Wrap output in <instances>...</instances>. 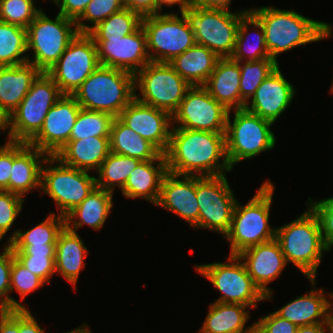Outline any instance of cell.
Masks as SVG:
<instances>
[{
  "mask_svg": "<svg viewBox=\"0 0 333 333\" xmlns=\"http://www.w3.org/2000/svg\"><path fill=\"white\" fill-rule=\"evenodd\" d=\"M233 111L232 122L230 111L228 113L225 131L226 155L231 168L242 160L273 149L276 144L271 130L273 123L245 108Z\"/></svg>",
  "mask_w": 333,
  "mask_h": 333,
  "instance_id": "obj_7",
  "label": "cell"
},
{
  "mask_svg": "<svg viewBox=\"0 0 333 333\" xmlns=\"http://www.w3.org/2000/svg\"><path fill=\"white\" fill-rule=\"evenodd\" d=\"M316 278H309L313 285L311 291L296 297L283 307L275 311V313L289 320L296 326L314 325L327 322V306L328 298L323 292V288L315 289Z\"/></svg>",
  "mask_w": 333,
  "mask_h": 333,
  "instance_id": "obj_27",
  "label": "cell"
},
{
  "mask_svg": "<svg viewBox=\"0 0 333 333\" xmlns=\"http://www.w3.org/2000/svg\"><path fill=\"white\" fill-rule=\"evenodd\" d=\"M114 117L106 112L80 109L70 140H82L89 137H110V128Z\"/></svg>",
  "mask_w": 333,
  "mask_h": 333,
  "instance_id": "obj_40",
  "label": "cell"
},
{
  "mask_svg": "<svg viewBox=\"0 0 333 333\" xmlns=\"http://www.w3.org/2000/svg\"><path fill=\"white\" fill-rule=\"evenodd\" d=\"M250 309L242 304L213 302L198 333H252L255 323L245 326Z\"/></svg>",
  "mask_w": 333,
  "mask_h": 333,
  "instance_id": "obj_31",
  "label": "cell"
},
{
  "mask_svg": "<svg viewBox=\"0 0 333 333\" xmlns=\"http://www.w3.org/2000/svg\"><path fill=\"white\" fill-rule=\"evenodd\" d=\"M327 330V331H326ZM331 327L328 323L306 325L297 327L296 333H331Z\"/></svg>",
  "mask_w": 333,
  "mask_h": 333,
  "instance_id": "obj_57",
  "label": "cell"
},
{
  "mask_svg": "<svg viewBox=\"0 0 333 333\" xmlns=\"http://www.w3.org/2000/svg\"><path fill=\"white\" fill-rule=\"evenodd\" d=\"M113 204V192L95 187L76 208L65 216V227L76 233V230L84 224L99 231L105 224Z\"/></svg>",
  "mask_w": 333,
  "mask_h": 333,
  "instance_id": "obj_29",
  "label": "cell"
},
{
  "mask_svg": "<svg viewBox=\"0 0 333 333\" xmlns=\"http://www.w3.org/2000/svg\"><path fill=\"white\" fill-rule=\"evenodd\" d=\"M27 42L26 28L0 21V67L28 62Z\"/></svg>",
  "mask_w": 333,
  "mask_h": 333,
  "instance_id": "obj_37",
  "label": "cell"
},
{
  "mask_svg": "<svg viewBox=\"0 0 333 333\" xmlns=\"http://www.w3.org/2000/svg\"><path fill=\"white\" fill-rule=\"evenodd\" d=\"M297 327L289 320L278 316L275 312H271L255 322V331L257 333H296Z\"/></svg>",
  "mask_w": 333,
  "mask_h": 333,
  "instance_id": "obj_48",
  "label": "cell"
},
{
  "mask_svg": "<svg viewBox=\"0 0 333 333\" xmlns=\"http://www.w3.org/2000/svg\"><path fill=\"white\" fill-rule=\"evenodd\" d=\"M13 251L10 243H6L0 254V310L27 309L19 301L10 297L11 268Z\"/></svg>",
  "mask_w": 333,
  "mask_h": 333,
  "instance_id": "obj_43",
  "label": "cell"
},
{
  "mask_svg": "<svg viewBox=\"0 0 333 333\" xmlns=\"http://www.w3.org/2000/svg\"><path fill=\"white\" fill-rule=\"evenodd\" d=\"M84 325H81V327L74 328V330H71L66 333H93L90 330L89 325H87L85 322L83 323Z\"/></svg>",
  "mask_w": 333,
  "mask_h": 333,
  "instance_id": "obj_60",
  "label": "cell"
},
{
  "mask_svg": "<svg viewBox=\"0 0 333 333\" xmlns=\"http://www.w3.org/2000/svg\"><path fill=\"white\" fill-rule=\"evenodd\" d=\"M230 187L225 175L196 176L199 221L194 228L227 234L237 203Z\"/></svg>",
  "mask_w": 333,
  "mask_h": 333,
  "instance_id": "obj_14",
  "label": "cell"
},
{
  "mask_svg": "<svg viewBox=\"0 0 333 333\" xmlns=\"http://www.w3.org/2000/svg\"><path fill=\"white\" fill-rule=\"evenodd\" d=\"M232 0H192V6L230 10Z\"/></svg>",
  "mask_w": 333,
  "mask_h": 333,
  "instance_id": "obj_55",
  "label": "cell"
},
{
  "mask_svg": "<svg viewBox=\"0 0 333 333\" xmlns=\"http://www.w3.org/2000/svg\"><path fill=\"white\" fill-rule=\"evenodd\" d=\"M19 333H45L28 309H19Z\"/></svg>",
  "mask_w": 333,
  "mask_h": 333,
  "instance_id": "obj_54",
  "label": "cell"
},
{
  "mask_svg": "<svg viewBox=\"0 0 333 333\" xmlns=\"http://www.w3.org/2000/svg\"><path fill=\"white\" fill-rule=\"evenodd\" d=\"M167 172L166 158L162 153L154 160L141 161L130 173L121 192L126 198H143L155 205Z\"/></svg>",
  "mask_w": 333,
  "mask_h": 333,
  "instance_id": "obj_25",
  "label": "cell"
},
{
  "mask_svg": "<svg viewBox=\"0 0 333 333\" xmlns=\"http://www.w3.org/2000/svg\"><path fill=\"white\" fill-rule=\"evenodd\" d=\"M125 8L142 17L157 14V0H123Z\"/></svg>",
  "mask_w": 333,
  "mask_h": 333,
  "instance_id": "obj_52",
  "label": "cell"
},
{
  "mask_svg": "<svg viewBox=\"0 0 333 333\" xmlns=\"http://www.w3.org/2000/svg\"><path fill=\"white\" fill-rule=\"evenodd\" d=\"M15 259L32 274L37 275L45 283L56 273L55 256H14Z\"/></svg>",
  "mask_w": 333,
  "mask_h": 333,
  "instance_id": "obj_47",
  "label": "cell"
},
{
  "mask_svg": "<svg viewBox=\"0 0 333 333\" xmlns=\"http://www.w3.org/2000/svg\"><path fill=\"white\" fill-rule=\"evenodd\" d=\"M227 262L196 265L195 269L222 294L215 302L256 308L257 303L265 300V295L255 285L238 255L229 254Z\"/></svg>",
  "mask_w": 333,
  "mask_h": 333,
  "instance_id": "obj_12",
  "label": "cell"
},
{
  "mask_svg": "<svg viewBox=\"0 0 333 333\" xmlns=\"http://www.w3.org/2000/svg\"><path fill=\"white\" fill-rule=\"evenodd\" d=\"M295 88L287 81L278 66L257 88L245 109L275 123L284 113L295 95ZM250 103V104H249Z\"/></svg>",
  "mask_w": 333,
  "mask_h": 333,
  "instance_id": "obj_22",
  "label": "cell"
},
{
  "mask_svg": "<svg viewBox=\"0 0 333 333\" xmlns=\"http://www.w3.org/2000/svg\"><path fill=\"white\" fill-rule=\"evenodd\" d=\"M125 8L123 0H91L83 13L75 20L79 33H88L98 23ZM84 21L90 22L89 26Z\"/></svg>",
  "mask_w": 333,
  "mask_h": 333,
  "instance_id": "obj_41",
  "label": "cell"
},
{
  "mask_svg": "<svg viewBox=\"0 0 333 333\" xmlns=\"http://www.w3.org/2000/svg\"><path fill=\"white\" fill-rule=\"evenodd\" d=\"M155 206L173 212L194 228L199 221L196 176L167 172L162 180Z\"/></svg>",
  "mask_w": 333,
  "mask_h": 333,
  "instance_id": "obj_21",
  "label": "cell"
},
{
  "mask_svg": "<svg viewBox=\"0 0 333 333\" xmlns=\"http://www.w3.org/2000/svg\"><path fill=\"white\" fill-rule=\"evenodd\" d=\"M238 256L255 285L265 295V300H271L274 292L268 287L269 283L277 279L287 266L278 241L274 238L250 247Z\"/></svg>",
  "mask_w": 333,
  "mask_h": 333,
  "instance_id": "obj_20",
  "label": "cell"
},
{
  "mask_svg": "<svg viewBox=\"0 0 333 333\" xmlns=\"http://www.w3.org/2000/svg\"><path fill=\"white\" fill-rule=\"evenodd\" d=\"M274 190V185L268 179L247 204L241 205L237 201L231 227L224 236L229 242L230 255H238L275 238L276 228L269 225Z\"/></svg>",
  "mask_w": 333,
  "mask_h": 333,
  "instance_id": "obj_4",
  "label": "cell"
},
{
  "mask_svg": "<svg viewBox=\"0 0 333 333\" xmlns=\"http://www.w3.org/2000/svg\"><path fill=\"white\" fill-rule=\"evenodd\" d=\"M5 131H8V118L0 110V132H3V134H4Z\"/></svg>",
  "mask_w": 333,
  "mask_h": 333,
  "instance_id": "obj_59",
  "label": "cell"
},
{
  "mask_svg": "<svg viewBox=\"0 0 333 333\" xmlns=\"http://www.w3.org/2000/svg\"><path fill=\"white\" fill-rule=\"evenodd\" d=\"M219 59L210 49L195 44L168 63L190 86H203Z\"/></svg>",
  "mask_w": 333,
  "mask_h": 333,
  "instance_id": "obj_32",
  "label": "cell"
},
{
  "mask_svg": "<svg viewBox=\"0 0 333 333\" xmlns=\"http://www.w3.org/2000/svg\"><path fill=\"white\" fill-rule=\"evenodd\" d=\"M14 160V141L7 140L0 146V191L9 192V178Z\"/></svg>",
  "mask_w": 333,
  "mask_h": 333,
  "instance_id": "obj_49",
  "label": "cell"
},
{
  "mask_svg": "<svg viewBox=\"0 0 333 333\" xmlns=\"http://www.w3.org/2000/svg\"><path fill=\"white\" fill-rule=\"evenodd\" d=\"M99 66L93 38L88 33H78L46 73L63 94L72 95Z\"/></svg>",
  "mask_w": 333,
  "mask_h": 333,
  "instance_id": "obj_15",
  "label": "cell"
},
{
  "mask_svg": "<svg viewBox=\"0 0 333 333\" xmlns=\"http://www.w3.org/2000/svg\"><path fill=\"white\" fill-rule=\"evenodd\" d=\"M109 142L110 152L141 161L154 160L161 154L152 143L136 134L118 117L112 121Z\"/></svg>",
  "mask_w": 333,
  "mask_h": 333,
  "instance_id": "obj_33",
  "label": "cell"
},
{
  "mask_svg": "<svg viewBox=\"0 0 333 333\" xmlns=\"http://www.w3.org/2000/svg\"><path fill=\"white\" fill-rule=\"evenodd\" d=\"M228 113L203 86H191L172 115V128L225 133Z\"/></svg>",
  "mask_w": 333,
  "mask_h": 333,
  "instance_id": "obj_16",
  "label": "cell"
},
{
  "mask_svg": "<svg viewBox=\"0 0 333 333\" xmlns=\"http://www.w3.org/2000/svg\"><path fill=\"white\" fill-rule=\"evenodd\" d=\"M23 203L24 197L12 192L0 191V241L11 229L22 210Z\"/></svg>",
  "mask_w": 333,
  "mask_h": 333,
  "instance_id": "obj_45",
  "label": "cell"
},
{
  "mask_svg": "<svg viewBox=\"0 0 333 333\" xmlns=\"http://www.w3.org/2000/svg\"><path fill=\"white\" fill-rule=\"evenodd\" d=\"M88 248L77 232L66 227L59 233L56 241L55 269L71 283L75 289L81 270L85 267Z\"/></svg>",
  "mask_w": 333,
  "mask_h": 333,
  "instance_id": "obj_30",
  "label": "cell"
},
{
  "mask_svg": "<svg viewBox=\"0 0 333 333\" xmlns=\"http://www.w3.org/2000/svg\"><path fill=\"white\" fill-rule=\"evenodd\" d=\"M141 160L110 152L101 164L96 177V187L114 192L116 186L122 190Z\"/></svg>",
  "mask_w": 333,
  "mask_h": 333,
  "instance_id": "obj_36",
  "label": "cell"
},
{
  "mask_svg": "<svg viewBox=\"0 0 333 333\" xmlns=\"http://www.w3.org/2000/svg\"><path fill=\"white\" fill-rule=\"evenodd\" d=\"M331 89V93H333V81H332V84H331V87H330Z\"/></svg>",
  "mask_w": 333,
  "mask_h": 333,
  "instance_id": "obj_61",
  "label": "cell"
},
{
  "mask_svg": "<svg viewBox=\"0 0 333 333\" xmlns=\"http://www.w3.org/2000/svg\"><path fill=\"white\" fill-rule=\"evenodd\" d=\"M298 218L276 228L278 241L286 262L292 263L306 278H316L323 253L330 251L322 238L317 215L307 206Z\"/></svg>",
  "mask_w": 333,
  "mask_h": 333,
  "instance_id": "obj_3",
  "label": "cell"
},
{
  "mask_svg": "<svg viewBox=\"0 0 333 333\" xmlns=\"http://www.w3.org/2000/svg\"><path fill=\"white\" fill-rule=\"evenodd\" d=\"M78 33L75 20L59 13L52 20L42 10L27 27V50L34 56L28 62L48 72Z\"/></svg>",
  "mask_w": 333,
  "mask_h": 333,
  "instance_id": "obj_9",
  "label": "cell"
},
{
  "mask_svg": "<svg viewBox=\"0 0 333 333\" xmlns=\"http://www.w3.org/2000/svg\"><path fill=\"white\" fill-rule=\"evenodd\" d=\"M81 107L72 95L63 96L50 108L40 131L28 142L29 145L55 156L70 140Z\"/></svg>",
  "mask_w": 333,
  "mask_h": 333,
  "instance_id": "obj_17",
  "label": "cell"
},
{
  "mask_svg": "<svg viewBox=\"0 0 333 333\" xmlns=\"http://www.w3.org/2000/svg\"><path fill=\"white\" fill-rule=\"evenodd\" d=\"M306 206H309L317 215L322 232V238L329 250L333 247V197L313 201L308 198Z\"/></svg>",
  "mask_w": 333,
  "mask_h": 333,
  "instance_id": "obj_46",
  "label": "cell"
},
{
  "mask_svg": "<svg viewBox=\"0 0 333 333\" xmlns=\"http://www.w3.org/2000/svg\"><path fill=\"white\" fill-rule=\"evenodd\" d=\"M142 19L140 14L124 8L98 23L88 34L93 40L121 39L137 31L142 26Z\"/></svg>",
  "mask_w": 333,
  "mask_h": 333,
  "instance_id": "obj_38",
  "label": "cell"
},
{
  "mask_svg": "<svg viewBox=\"0 0 333 333\" xmlns=\"http://www.w3.org/2000/svg\"><path fill=\"white\" fill-rule=\"evenodd\" d=\"M261 23L270 58L278 62V55L331 37L333 25L313 20L294 10L278 9L273 6L249 10Z\"/></svg>",
  "mask_w": 333,
  "mask_h": 333,
  "instance_id": "obj_2",
  "label": "cell"
},
{
  "mask_svg": "<svg viewBox=\"0 0 333 333\" xmlns=\"http://www.w3.org/2000/svg\"><path fill=\"white\" fill-rule=\"evenodd\" d=\"M45 286V282L37 275L32 274L22 266L14 257L11 268L10 293L14 290L20 295L21 301L33 291Z\"/></svg>",
  "mask_w": 333,
  "mask_h": 333,
  "instance_id": "obj_44",
  "label": "cell"
},
{
  "mask_svg": "<svg viewBox=\"0 0 333 333\" xmlns=\"http://www.w3.org/2000/svg\"><path fill=\"white\" fill-rule=\"evenodd\" d=\"M42 72L32 63L0 67V110L8 118Z\"/></svg>",
  "mask_w": 333,
  "mask_h": 333,
  "instance_id": "obj_24",
  "label": "cell"
},
{
  "mask_svg": "<svg viewBox=\"0 0 333 333\" xmlns=\"http://www.w3.org/2000/svg\"><path fill=\"white\" fill-rule=\"evenodd\" d=\"M72 96L83 109L118 117L135 98L134 74L100 65Z\"/></svg>",
  "mask_w": 333,
  "mask_h": 333,
  "instance_id": "obj_5",
  "label": "cell"
},
{
  "mask_svg": "<svg viewBox=\"0 0 333 333\" xmlns=\"http://www.w3.org/2000/svg\"><path fill=\"white\" fill-rule=\"evenodd\" d=\"M59 7V14L76 20L91 0H51Z\"/></svg>",
  "mask_w": 333,
  "mask_h": 333,
  "instance_id": "obj_50",
  "label": "cell"
},
{
  "mask_svg": "<svg viewBox=\"0 0 333 333\" xmlns=\"http://www.w3.org/2000/svg\"><path fill=\"white\" fill-rule=\"evenodd\" d=\"M47 154L26 142L14 141V160L9 178V192L24 197L41 188V168Z\"/></svg>",
  "mask_w": 333,
  "mask_h": 333,
  "instance_id": "obj_23",
  "label": "cell"
},
{
  "mask_svg": "<svg viewBox=\"0 0 333 333\" xmlns=\"http://www.w3.org/2000/svg\"><path fill=\"white\" fill-rule=\"evenodd\" d=\"M95 187L96 177L89 171L67 166L55 156L44 160L39 190L55 201L60 216L65 217L76 208Z\"/></svg>",
  "mask_w": 333,
  "mask_h": 333,
  "instance_id": "obj_10",
  "label": "cell"
},
{
  "mask_svg": "<svg viewBox=\"0 0 333 333\" xmlns=\"http://www.w3.org/2000/svg\"><path fill=\"white\" fill-rule=\"evenodd\" d=\"M14 256H55L56 246H11Z\"/></svg>",
  "mask_w": 333,
  "mask_h": 333,
  "instance_id": "obj_53",
  "label": "cell"
},
{
  "mask_svg": "<svg viewBox=\"0 0 333 333\" xmlns=\"http://www.w3.org/2000/svg\"><path fill=\"white\" fill-rule=\"evenodd\" d=\"M109 153V137H89L82 140H69L55 157L73 168L98 171Z\"/></svg>",
  "mask_w": 333,
  "mask_h": 333,
  "instance_id": "obj_28",
  "label": "cell"
},
{
  "mask_svg": "<svg viewBox=\"0 0 333 333\" xmlns=\"http://www.w3.org/2000/svg\"><path fill=\"white\" fill-rule=\"evenodd\" d=\"M164 155L168 172L178 175L216 176L232 171L225 133L172 128Z\"/></svg>",
  "mask_w": 333,
  "mask_h": 333,
  "instance_id": "obj_1",
  "label": "cell"
},
{
  "mask_svg": "<svg viewBox=\"0 0 333 333\" xmlns=\"http://www.w3.org/2000/svg\"><path fill=\"white\" fill-rule=\"evenodd\" d=\"M327 295L329 296V298L332 299V301H331V299L329 300V298H328L327 322H328L329 326L331 327V329H333V292H330Z\"/></svg>",
  "mask_w": 333,
  "mask_h": 333,
  "instance_id": "obj_58",
  "label": "cell"
},
{
  "mask_svg": "<svg viewBox=\"0 0 333 333\" xmlns=\"http://www.w3.org/2000/svg\"><path fill=\"white\" fill-rule=\"evenodd\" d=\"M279 66L271 58L260 61L239 62L240 67V109L245 107L261 83Z\"/></svg>",
  "mask_w": 333,
  "mask_h": 333,
  "instance_id": "obj_39",
  "label": "cell"
},
{
  "mask_svg": "<svg viewBox=\"0 0 333 333\" xmlns=\"http://www.w3.org/2000/svg\"><path fill=\"white\" fill-rule=\"evenodd\" d=\"M157 13L144 16L142 27L152 62H170L196 44L194 30L186 12Z\"/></svg>",
  "mask_w": 333,
  "mask_h": 333,
  "instance_id": "obj_6",
  "label": "cell"
},
{
  "mask_svg": "<svg viewBox=\"0 0 333 333\" xmlns=\"http://www.w3.org/2000/svg\"><path fill=\"white\" fill-rule=\"evenodd\" d=\"M178 4L180 13L187 12L192 6V0H157V13H162L163 5L174 6Z\"/></svg>",
  "mask_w": 333,
  "mask_h": 333,
  "instance_id": "obj_56",
  "label": "cell"
},
{
  "mask_svg": "<svg viewBox=\"0 0 333 333\" xmlns=\"http://www.w3.org/2000/svg\"><path fill=\"white\" fill-rule=\"evenodd\" d=\"M118 118L162 154L166 152L173 127L172 115L167 111L142 104L134 98Z\"/></svg>",
  "mask_w": 333,
  "mask_h": 333,
  "instance_id": "obj_19",
  "label": "cell"
},
{
  "mask_svg": "<svg viewBox=\"0 0 333 333\" xmlns=\"http://www.w3.org/2000/svg\"><path fill=\"white\" fill-rule=\"evenodd\" d=\"M249 10L250 8L232 12L191 6L186 13L193 26L196 44L225 58L232 55L241 17Z\"/></svg>",
  "mask_w": 333,
  "mask_h": 333,
  "instance_id": "obj_13",
  "label": "cell"
},
{
  "mask_svg": "<svg viewBox=\"0 0 333 333\" xmlns=\"http://www.w3.org/2000/svg\"><path fill=\"white\" fill-rule=\"evenodd\" d=\"M249 26L251 30L255 31L253 34L249 33ZM256 28V30H254ZM254 35L252 40L249 41V36ZM248 42V43H247ZM230 58L237 62L245 61H260L265 58H270L269 52L265 42V33L260 21L250 12H246L240 20L235 48Z\"/></svg>",
  "mask_w": 333,
  "mask_h": 333,
  "instance_id": "obj_34",
  "label": "cell"
},
{
  "mask_svg": "<svg viewBox=\"0 0 333 333\" xmlns=\"http://www.w3.org/2000/svg\"><path fill=\"white\" fill-rule=\"evenodd\" d=\"M240 67L230 57L220 58L203 87L228 111L240 109Z\"/></svg>",
  "mask_w": 333,
  "mask_h": 333,
  "instance_id": "obj_26",
  "label": "cell"
},
{
  "mask_svg": "<svg viewBox=\"0 0 333 333\" xmlns=\"http://www.w3.org/2000/svg\"><path fill=\"white\" fill-rule=\"evenodd\" d=\"M190 87L166 62L150 61L134 75L135 99L171 115L178 109ZM136 90L140 91V95L136 94Z\"/></svg>",
  "mask_w": 333,
  "mask_h": 333,
  "instance_id": "obj_11",
  "label": "cell"
},
{
  "mask_svg": "<svg viewBox=\"0 0 333 333\" xmlns=\"http://www.w3.org/2000/svg\"><path fill=\"white\" fill-rule=\"evenodd\" d=\"M0 333H19V309L0 310Z\"/></svg>",
  "mask_w": 333,
  "mask_h": 333,
  "instance_id": "obj_51",
  "label": "cell"
},
{
  "mask_svg": "<svg viewBox=\"0 0 333 333\" xmlns=\"http://www.w3.org/2000/svg\"><path fill=\"white\" fill-rule=\"evenodd\" d=\"M100 65L136 74L150 62L146 33L141 26L137 31L110 40H94Z\"/></svg>",
  "mask_w": 333,
  "mask_h": 333,
  "instance_id": "obj_18",
  "label": "cell"
},
{
  "mask_svg": "<svg viewBox=\"0 0 333 333\" xmlns=\"http://www.w3.org/2000/svg\"><path fill=\"white\" fill-rule=\"evenodd\" d=\"M42 10L34 0H0V21L27 29Z\"/></svg>",
  "mask_w": 333,
  "mask_h": 333,
  "instance_id": "obj_42",
  "label": "cell"
},
{
  "mask_svg": "<svg viewBox=\"0 0 333 333\" xmlns=\"http://www.w3.org/2000/svg\"><path fill=\"white\" fill-rule=\"evenodd\" d=\"M63 96L53 79L42 72L19 106L8 117L9 141L28 143L42 128L50 108Z\"/></svg>",
  "mask_w": 333,
  "mask_h": 333,
  "instance_id": "obj_8",
  "label": "cell"
},
{
  "mask_svg": "<svg viewBox=\"0 0 333 333\" xmlns=\"http://www.w3.org/2000/svg\"><path fill=\"white\" fill-rule=\"evenodd\" d=\"M50 215L33 228L24 232L16 230L7 239L11 246H56L59 233L65 227V217Z\"/></svg>",
  "mask_w": 333,
  "mask_h": 333,
  "instance_id": "obj_35",
  "label": "cell"
}]
</instances>
